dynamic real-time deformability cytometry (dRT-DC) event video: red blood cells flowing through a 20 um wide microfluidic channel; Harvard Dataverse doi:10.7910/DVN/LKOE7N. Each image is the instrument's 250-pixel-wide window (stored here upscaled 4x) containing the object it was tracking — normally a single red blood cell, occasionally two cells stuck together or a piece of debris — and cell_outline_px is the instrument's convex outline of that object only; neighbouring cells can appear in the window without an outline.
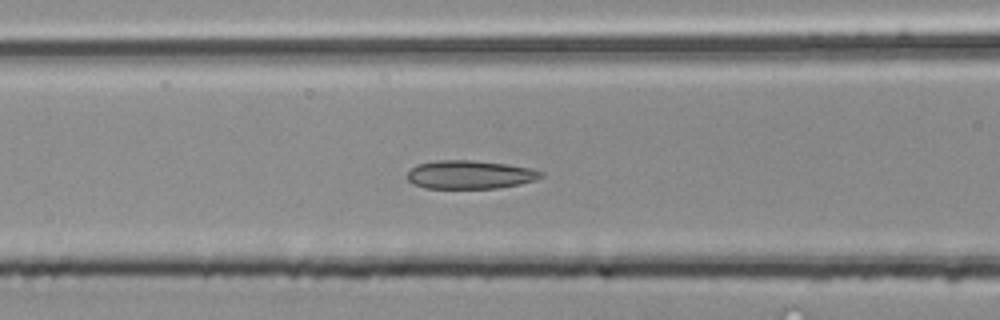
{"species": "common noctule bat (a hibernating species)", "species_latin": "Nyctalus noctula", "temperature_condition": "room temperature", "stored_images_in_passage": 37, "camera_frame_rate_fps": 3000, "um_per_image_px": 0.085, "animal": {"sex": "male", "body_mass_g": 20.4}, "frame": {"image": 1, "passage_image": 6, "time_ms": 1.667, "image_size_px": [1000, 320], "cell_outline_px": [[544, 176], [520, 184], [496, 188], [424, 188], [412, 184], [408, 180], [408, 172], [416, 164], [436, 160], [472, 160], [508, 164], [532, 168], [544, 172]], "centroid_in_image_um": [39.94, 14.84], "position_along_channel_um": 126.7, "area_um2": 22.25}}
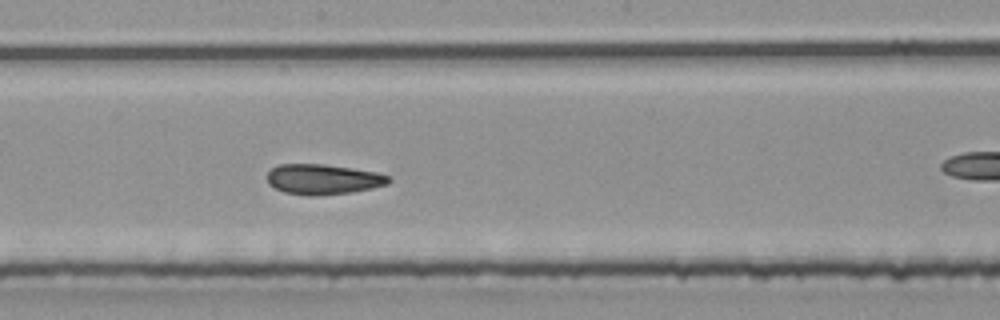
{"frame": {"image": 2, "passage_image": 13, "time_ms": 4.0, "image_size_px": [1000, 320], "cell_outline_px": [[392, 180], [388, 184], [372, 188], [352, 192], [320, 196], [308, 196], [284, 192], [268, 184], [268, 172], [272, 168], [280, 164], [324, 164], [376, 172], [392, 176]], "centroid_in_image_um": [27.49, 15.25], "position_along_channel_um": 220.7, "area_um2": 21.56}}
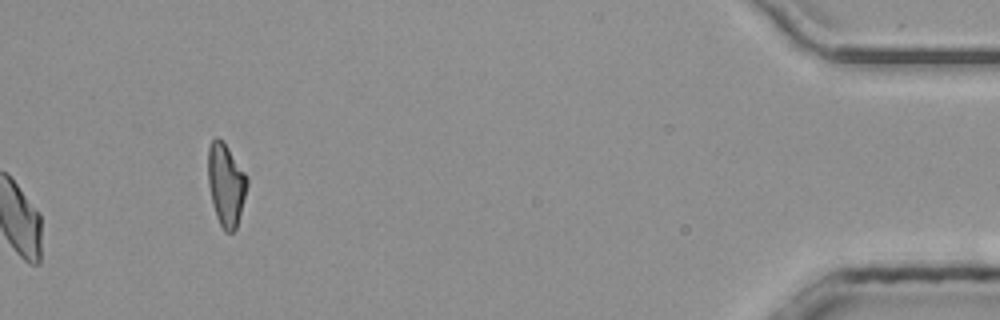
{"frame": {"image": 3, "passage_image": 37, "time_ms": 12.0, "image_size_px": [1000, 320], "cell_outline_px": [[248, 184], [236, 228], [232, 232], [224, 232], [216, 216], [212, 204], [208, 184], [208, 148], [212, 140], [216, 136], [224, 144], [248, 176]], "centroid_in_image_um": [19.2, 15.72], "position_along_channel_um": 416.0, "area_um2": 18.55}, "authors_computed_cell_mechanics": {"area_um2": 21.2704, "velocity_mm_per_s": 4.03, "shape_relaxation_time_tau1_ms": null, "shape_relaxation_time_tau2_ms": 3.4224, "deformation_change_tau1": null, "deformation_change_tau2": 0.0827}}